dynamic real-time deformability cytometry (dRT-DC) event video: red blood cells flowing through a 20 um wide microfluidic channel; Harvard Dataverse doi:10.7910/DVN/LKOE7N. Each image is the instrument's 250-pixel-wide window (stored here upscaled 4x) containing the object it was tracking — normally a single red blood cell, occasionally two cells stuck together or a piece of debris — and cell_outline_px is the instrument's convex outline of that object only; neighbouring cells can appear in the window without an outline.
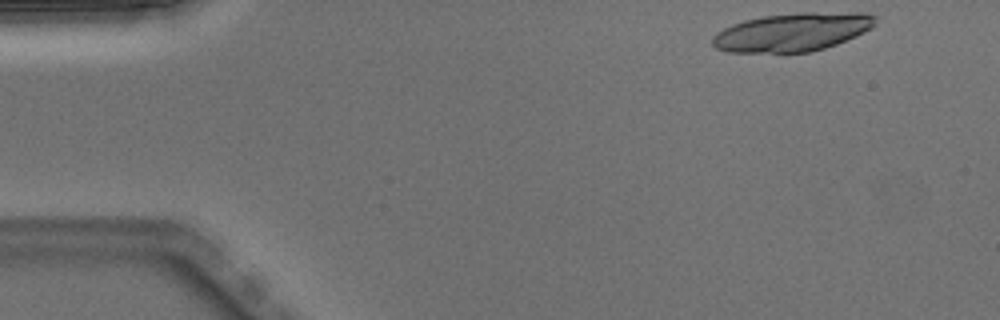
{"species": "Egyptian fruit bat (a non-hibernating species)", "species_latin": "Rousettus aegyptiacus", "temperature_condition": "warm", "stored_images_in_passage": 5, "camera_frame_rate_fps": 3000, "um_per_image_px": 0.085, "animal": {"sex": "male"}, "frame": {"image": 1, "passage_image": 1, "time_ms": 0.0, "image_size_px": [1000, 320], "cell_outline_px": [[876, 24], [872, 28], [856, 36], [836, 44], [812, 52], [784, 56], [728, 52], [716, 48], [712, 44], [712, 40], [716, 32], [732, 24], [744, 20], [764, 16], [800, 12], [864, 12], [876, 16]], "centroid_in_image_um": [67.33, 2.77], "position_along_channel_um": 17.7, "area_um2": 37.8}}